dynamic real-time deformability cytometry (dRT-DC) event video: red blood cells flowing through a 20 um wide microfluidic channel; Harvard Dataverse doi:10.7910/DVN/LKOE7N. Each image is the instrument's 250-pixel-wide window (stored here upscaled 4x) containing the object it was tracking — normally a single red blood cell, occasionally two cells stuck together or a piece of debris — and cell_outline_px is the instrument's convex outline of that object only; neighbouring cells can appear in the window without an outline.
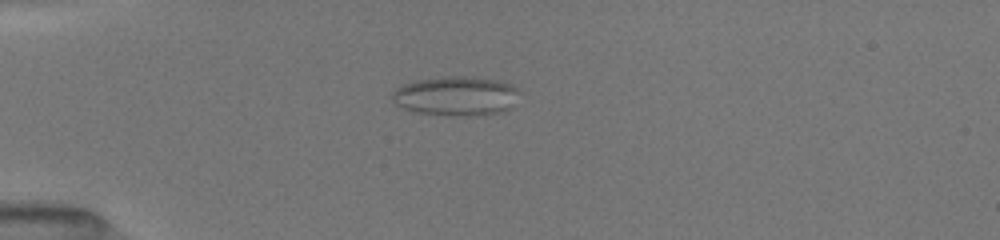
{"species": "common noctule bat (a hibernating species)", "species_latin": "Nyctalus noctula", "temperature_condition": "room temperature", "stored_images_in_passage": 40, "camera_frame_rate_fps": 3000, "um_per_image_px": 0.085, "animal": {"sex": "female", "body_mass_g": 19.5, "forearm_length_mm": 54.1}, "frame": {"image": 1, "passage_image": 2, "time_ms": 0.333, "image_size_px": [1000, 240], "cell_outline_px": [[520, 92], [512, 108], [500, 112], [420, 112], [404, 108], [396, 104], [392, 100], [392, 92], [396, 88], [404, 84], [416, 80], [444, 76], [476, 76], [496, 80], [512, 84]], "centroid_in_image_um": [38.78, 8.07], "position_along_channel_um": 46.2, "area_um2": 27.98}}
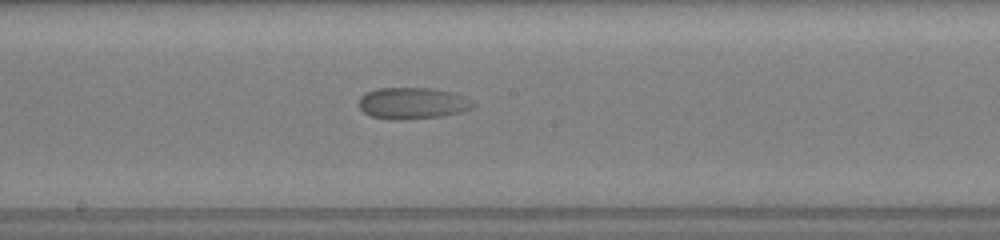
{"frame": {"image": 2, "passage_image": 17, "time_ms": 5.333, "image_size_px": [1000, 240], "cell_outline_px": [[476, 104], [472, 108], [460, 112], [440, 116], [396, 120], [392, 120], [372, 116], [364, 112], [360, 108], [360, 96], [364, 92], [376, 88], [432, 88], [452, 92]], "centroid_in_image_um": [35.01, 8.76], "position_along_channel_um": 213.2, "area_um2": 20.75}}
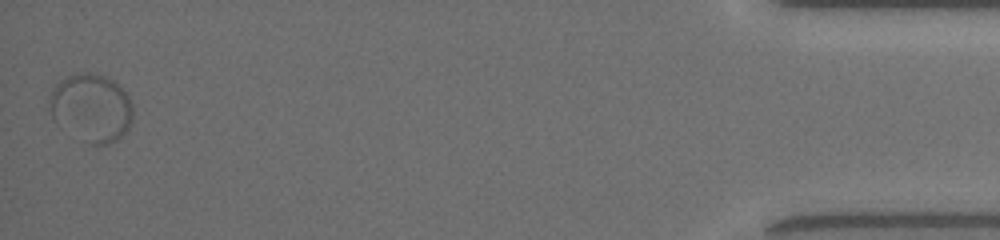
{"frame": {"image": 3, "passage_image": 40, "time_ms": 13.0, "image_size_px": [1000, 240], "cell_outline_px": [[132, 124], [116, 140], [104, 144], [88, 144], [52, 116], [48, 96], [52, 88], [60, 80], [76, 72], [88, 72], [104, 76], [112, 80], [128, 96], [132, 104]], "centroid_in_image_um": [7.77, 9.12], "position_along_channel_um": 427.4, "area_um2": 32.43}}